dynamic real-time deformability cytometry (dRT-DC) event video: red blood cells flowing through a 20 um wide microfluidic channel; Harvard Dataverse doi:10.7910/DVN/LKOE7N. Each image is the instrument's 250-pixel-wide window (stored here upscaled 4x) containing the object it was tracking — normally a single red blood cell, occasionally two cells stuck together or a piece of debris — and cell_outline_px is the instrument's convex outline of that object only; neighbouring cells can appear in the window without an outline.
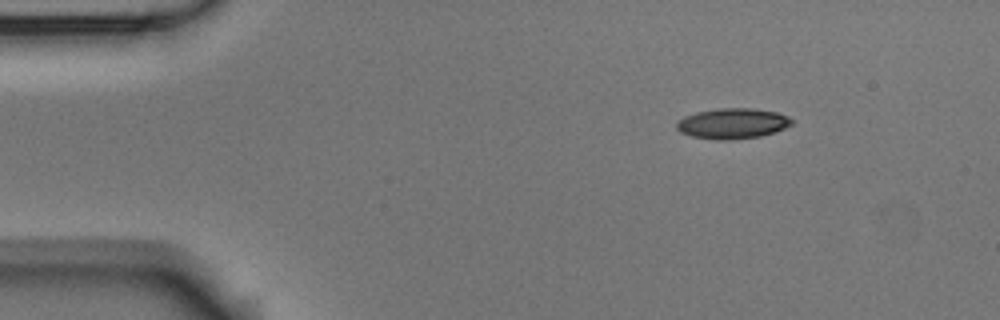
{"species": "Egyptian fruit bat (a non-hibernating species)", "species_latin": "Rousettus aegyptiacus", "temperature_condition": "room temperature", "stored_images_in_passage": 5, "camera_frame_rate_fps": 3000, "um_per_image_px": 0.085, "animal": {"sex": "male"}, "frame": {"image": 1, "passage_image": 1, "time_ms": 0.0, "image_size_px": [1000, 320], "cell_outline_px": [[792, 124], [784, 128], [760, 136], [728, 140], [716, 140], [692, 136], [680, 132], [676, 128], [676, 124], [684, 116], [696, 112], [720, 108], [752, 108], [776, 112], [788, 116], [792, 120]], "centroid_in_image_um": [62.24, 10.49], "position_along_channel_um": 22.8, "area_um2": 20.29}}
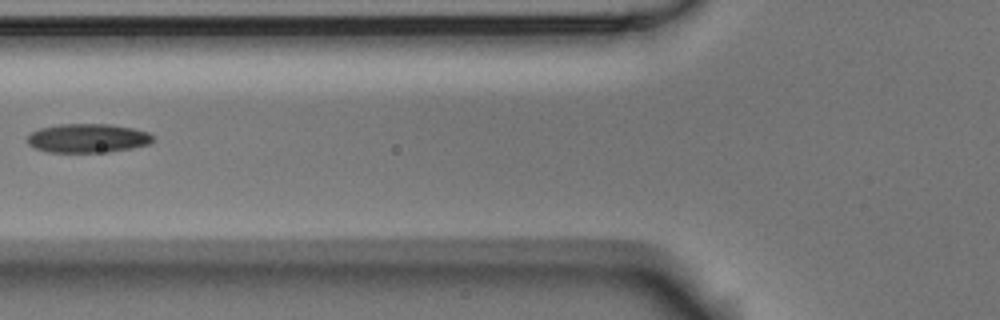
{"frame": {"image": 2, "passage_image": 4, "time_ms": 4.667, "image_size_px": [1000, 320], "cell_outline_px": [[152, 140], [148, 144], [132, 148], [108, 152], [48, 152], [36, 148], [28, 144], [28, 136], [32, 132], [40, 128], [60, 124], [108, 124], [132, 128], [148, 132], [152, 136]], "centroid_in_image_um": [7.44, 11.75], "position_along_channel_um": 118.4, "area_um2": 20.98}}
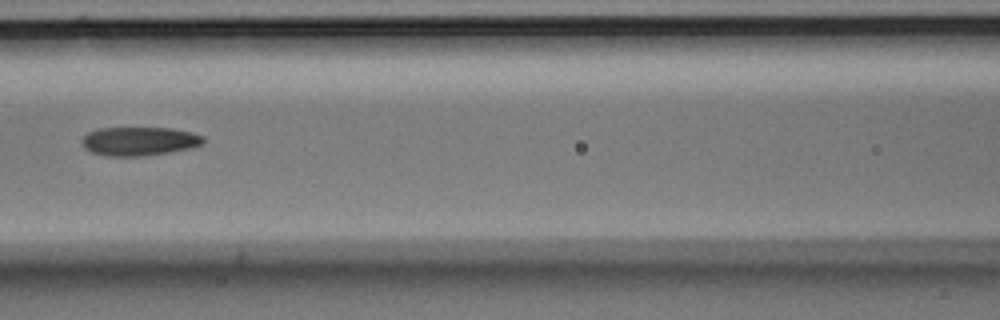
{"frame": {"image": 3, "passage_image": 5, "time_ms": 5.667, "image_size_px": [1000, 320], "cell_outline_px": [[204, 140], [200, 144], [192, 148], [168, 152], [140, 156], [108, 156], [92, 152], [84, 148], [80, 140], [88, 132], [96, 128], [172, 128], [192, 132], [204, 136]], "centroid_in_image_um": [11.81, 11.99], "position_along_channel_um": 154.8, "area_um2": 20.35}}